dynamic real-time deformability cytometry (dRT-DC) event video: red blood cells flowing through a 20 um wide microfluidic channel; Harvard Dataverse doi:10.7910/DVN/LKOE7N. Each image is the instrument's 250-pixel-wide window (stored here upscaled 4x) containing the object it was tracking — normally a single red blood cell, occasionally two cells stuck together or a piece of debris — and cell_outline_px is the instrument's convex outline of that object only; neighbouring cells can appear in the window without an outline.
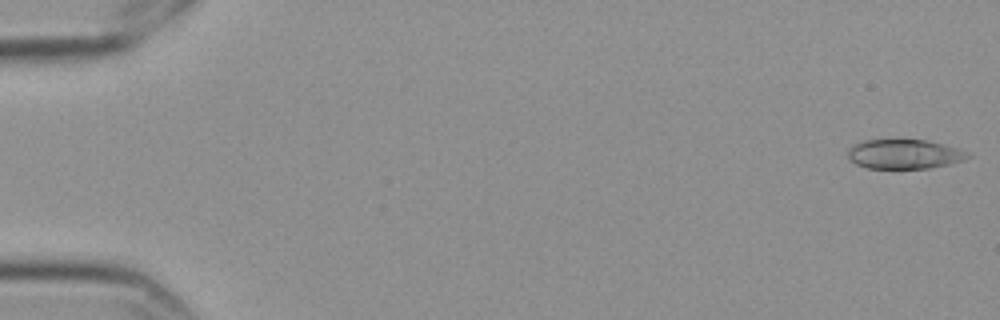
{"species": "Egyptian fruit bat (a non-hibernating species)", "species_latin": "Rousettus aegyptiacus", "temperature_condition": "cold", "stored_images_in_passage": 57, "camera_frame_rate_fps": 3000, "um_per_image_px": 0.085, "frame": {"image": 1, "passage_image": 1, "time_ms": 0.0, "image_size_px": [1000, 320], "cell_outline_px": [[972, 156], [964, 160], [948, 164], [928, 168], [868, 168], [856, 164], [848, 160], [848, 148], [864, 140], [928, 140], [956, 148]], "centroid_in_image_um": [76.82, 13.1], "position_along_channel_um": 8.2, "area_um2": 20.35}}
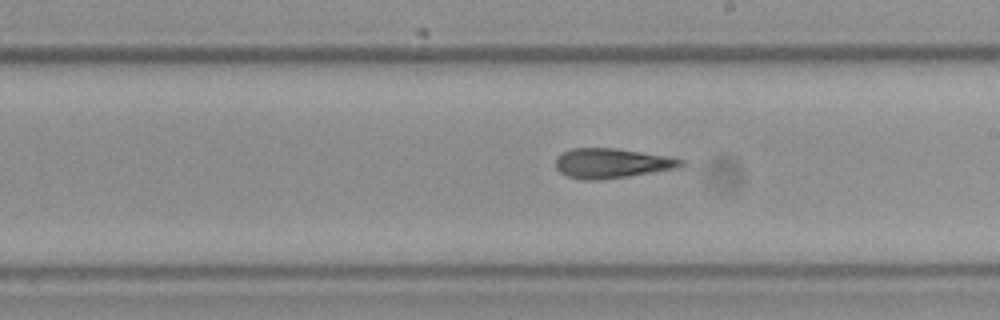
{"frame": {"image": 2, "passage_image": 33, "time_ms": 10.667, "image_size_px": [1000, 320], "cell_outline_px": [[684, 164], [672, 168], [628, 176], [584, 180], [568, 176], [560, 172], [556, 168], [556, 156], [572, 148], [616, 148], [668, 156], [684, 160]], "centroid_in_image_um": [51.95, 13.85], "position_along_channel_um": 237.1, "area_um2": 21.21}}
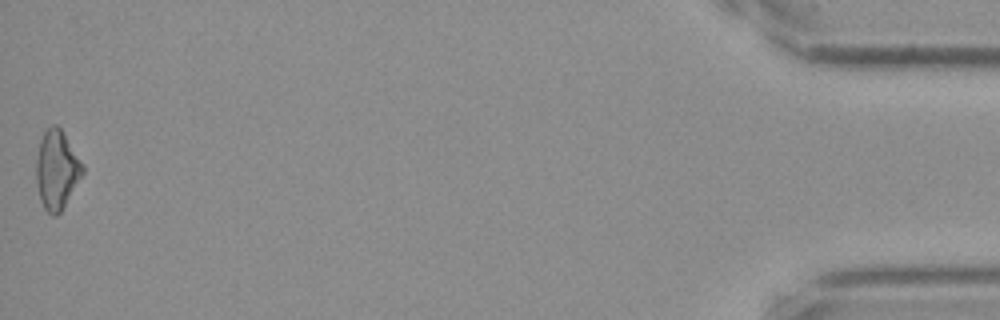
{"frame": {"image": 3, "passage_image": 57, "time_ms": 18.667, "image_size_px": [1000, 320], "cell_outline_px": [[84, 172], [60, 212], [56, 216], [52, 216], [44, 208], [40, 200], [36, 180], [36, 160], [40, 140], [44, 132], [52, 124], [56, 124], [60, 128], [84, 168]], "centroid_in_image_um": [4.79, 14.45], "position_along_channel_um": 430.4, "area_um2": 20.81}, "authors_computed_cell_mechanics": {"area_um2": 21.2126, "velocity_mm_per_s": 3.5627, "shape_relaxation_time_tau1_ms": 7.7238, "shape_relaxation_time_tau2_ms": 3.1764, "deformation_change_tau1": 0.2119, "deformation_change_tau2": 0.1359}}